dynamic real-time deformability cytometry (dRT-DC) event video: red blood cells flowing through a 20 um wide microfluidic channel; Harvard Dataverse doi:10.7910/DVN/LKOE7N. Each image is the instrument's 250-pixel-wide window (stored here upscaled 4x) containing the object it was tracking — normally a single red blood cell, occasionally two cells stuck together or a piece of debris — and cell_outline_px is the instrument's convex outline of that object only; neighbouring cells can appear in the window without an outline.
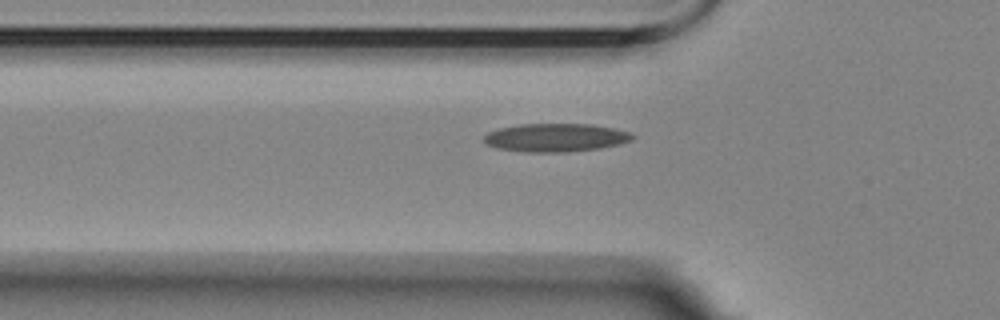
{"species": "Egyptian fruit bat (a non-hibernating species)", "species_latin": "Rousettus aegyptiacus", "temperature_condition": "room temperature", "stored_images_in_passage": 37, "camera_frame_rate_fps": 3000, "um_per_image_px": 0.085, "animal": {"sex": "female"}, "frame": {"image": 1, "passage_image": 3, "time_ms": 0.667, "image_size_px": [1000, 320], "cell_outline_px": [[636, 136], [632, 140], [620, 144], [600, 148], [568, 152], [528, 152], [496, 148], [484, 144], [484, 136], [488, 132], [500, 128], [520, 124], [592, 124], [616, 128], [632, 132]], "centroid_in_image_um": [47.27, 11.69], "position_along_channel_um": 78.5, "area_um2": 24.74}}
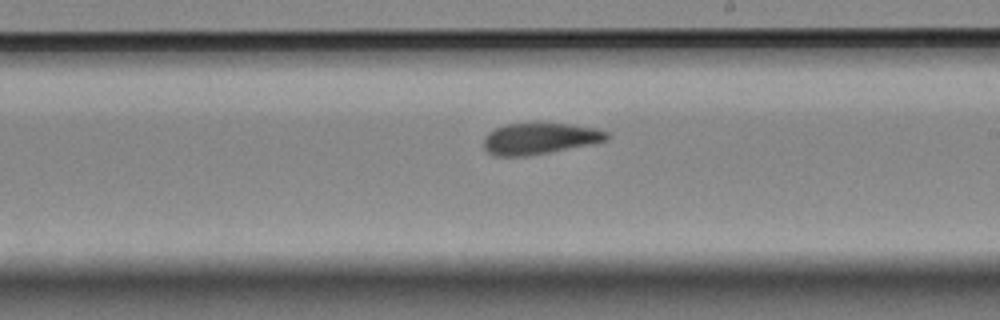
{"frame": {"image": 2, "passage_image": 17, "time_ms": 5.333, "image_size_px": [1000, 320], "cell_outline_px": [[608, 140], [592, 144], [528, 156], [492, 156], [484, 148], [484, 136], [488, 132], [504, 124], [568, 124], [596, 128], [608, 132]], "centroid_in_image_um": [45.85, 11.79], "position_along_channel_um": 243.1, "area_um2": 22.37}}
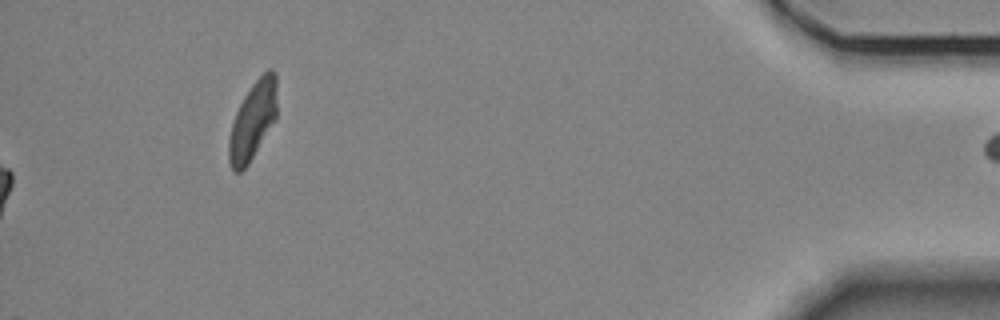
{"frame": {"image": 3, "passage_image": 37, "time_ms": 12.0, "image_size_px": [1000, 320], "cell_outline_px": [[276, 120], [248, 164], [240, 172], [232, 172], [228, 160], [228, 140], [232, 124], [236, 112], [244, 96], [252, 84], [268, 68], [272, 68], [276, 72]], "centroid_in_image_um": [21.48, 10.26], "position_along_channel_um": 413.7, "area_um2": 21.96}, "authors_computed_cell_mechanics": {"area_um2": 22.5998, "velocity_mm_per_s": 3.5068, "shape_relaxation_time_tau1_ms": null, "shape_relaxation_time_tau2_ms": 2.987, "deformation_change_tau1": null, "deformation_change_tau2": 0.0991}}